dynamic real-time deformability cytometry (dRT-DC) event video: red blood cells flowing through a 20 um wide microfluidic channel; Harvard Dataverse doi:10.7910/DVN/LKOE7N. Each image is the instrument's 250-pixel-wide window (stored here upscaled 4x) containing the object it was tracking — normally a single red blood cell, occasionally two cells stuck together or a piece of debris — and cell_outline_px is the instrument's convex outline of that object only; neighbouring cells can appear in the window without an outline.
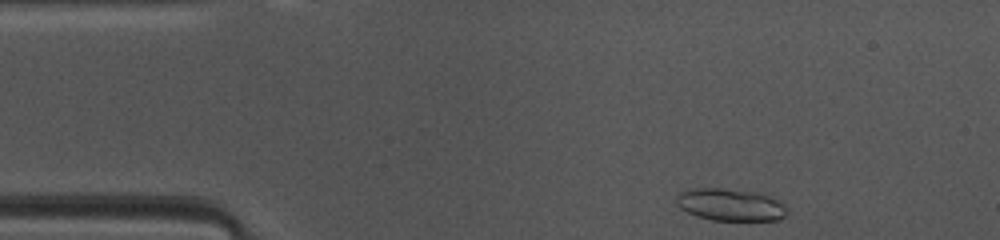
{"species": "common noctule bat (a hibernating species)", "species_latin": "Nyctalus noctula", "temperature_condition": "warm", "stored_images_in_passage": 8, "camera_frame_rate_fps": 3000, "um_per_image_px": 0.085, "animal": {"sex": "female", "body_mass_g": 10.0, "forearm_length_mm": 53.1}, "frame": {"image": 1, "passage_image": 1, "time_ms": 0.0, "image_size_px": [1000, 240], "cell_outline_px": [[788, 216], [780, 220], [712, 220], [696, 216], [680, 208], [676, 204], [676, 196], [680, 192], [692, 188], [724, 188], [756, 192], [772, 196], [780, 200], [788, 208]], "centroid_in_image_um": [62.14, 17.4], "position_along_channel_um": 22.9, "area_um2": 21.21}}